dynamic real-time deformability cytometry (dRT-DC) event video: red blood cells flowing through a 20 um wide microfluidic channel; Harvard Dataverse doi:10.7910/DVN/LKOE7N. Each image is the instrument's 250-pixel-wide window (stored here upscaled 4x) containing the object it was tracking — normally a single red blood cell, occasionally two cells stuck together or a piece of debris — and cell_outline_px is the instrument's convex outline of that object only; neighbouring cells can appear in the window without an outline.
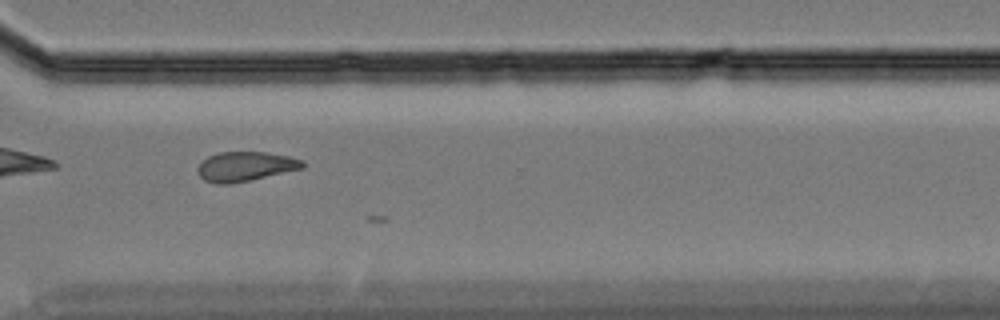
{"species": "Egyptian fruit bat (a non-hibernating species)", "species_latin": "Rousettus aegyptiacus", "temperature_condition": "cold", "stored_images_in_passage": 30, "camera_frame_rate_fps": 3000, "um_per_image_px": 0.085, "animal": {"sex": "female"}, "frame": {"image": 1, "passage_image": 28, "time_ms": 9.0, "image_size_px": [1000, 320], "cell_outline_px": [[304, 168], [248, 180], [228, 184], [216, 184], [204, 180], [200, 176], [196, 168], [208, 156], [220, 152], [264, 152], [288, 156], [304, 160]], "centroid_in_image_um": [20.84, 14.14], "position_along_channel_um": 349.8, "area_um2": 17.86}}